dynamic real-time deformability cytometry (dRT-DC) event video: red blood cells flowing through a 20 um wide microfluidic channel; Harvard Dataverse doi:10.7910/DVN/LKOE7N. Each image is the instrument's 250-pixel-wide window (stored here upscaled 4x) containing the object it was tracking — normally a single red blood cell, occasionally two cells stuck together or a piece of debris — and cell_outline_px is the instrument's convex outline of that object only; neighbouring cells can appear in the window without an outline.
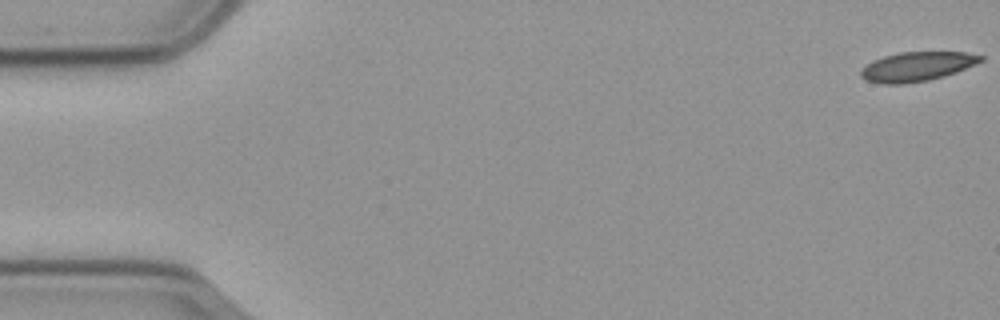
{"species": "common noctule bat (a hibernating species)", "species_latin": "Nyctalus noctula", "temperature_condition": "cold", "stored_images_in_passage": 58, "camera_frame_rate_fps": 3000, "um_per_image_px": 0.085, "animal": {"sex": "male", "body_mass_g": 23.1, "forearm_length_mm": 52.7}, "frame": {"image": 1, "passage_image": 1, "time_ms": 0.0, "image_size_px": [1000, 320], "cell_outline_px": [[984, 60], [956, 72], [944, 76], [928, 80], [904, 84], [884, 84], [864, 80], [860, 76], [860, 72], [872, 60], [884, 56], [900, 52], [964, 52], [984, 56]], "centroid_in_image_um": [77.93, 5.66], "position_along_channel_um": 7.1, "area_um2": 20.4}}
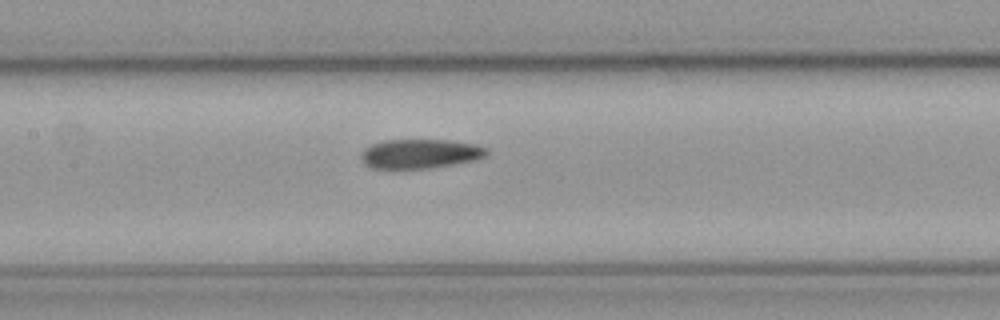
{"frame": {"image": 2, "passage_image": 27, "time_ms": 8.667, "image_size_px": [1000, 320], "cell_outline_px": [[488, 152], [484, 156], [476, 160], [432, 168], [372, 168], [364, 164], [360, 156], [360, 152], [364, 148], [372, 144], [384, 140], [444, 140], [476, 144], [488, 148]], "centroid_in_image_um": [35.69, 13.07], "position_along_channel_um": 171.7, "area_um2": 21.5}}
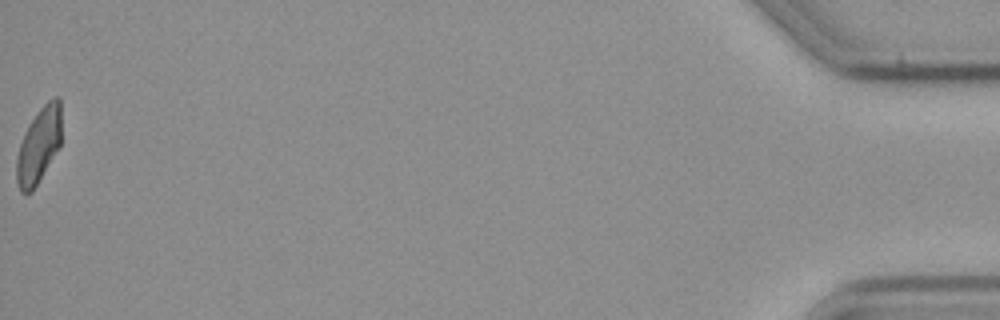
{"frame": {"image": 3, "passage_image": 58, "time_ms": 19.0, "image_size_px": [1000, 320], "cell_outline_px": [[60, 144], [32, 192], [20, 192], [16, 180], [16, 160], [20, 144], [24, 132], [40, 108], [48, 100], [56, 96], [60, 96]], "centroid_in_image_um": [3.28, 12.35], "position_along_channel_um": 431.9, "area_um2": 19.31}, "authors_computed_cell_mechanics": {"area_um2": 21.5016, "velocity_mm_per_s": 3.5798, "shape_relaxation_time_tau1_ms": null, "shape_relaxation_time_tau2_ms": 8.0398, "deformation_change_tau1": null, "deformation_change_tau2": 0.1355}}